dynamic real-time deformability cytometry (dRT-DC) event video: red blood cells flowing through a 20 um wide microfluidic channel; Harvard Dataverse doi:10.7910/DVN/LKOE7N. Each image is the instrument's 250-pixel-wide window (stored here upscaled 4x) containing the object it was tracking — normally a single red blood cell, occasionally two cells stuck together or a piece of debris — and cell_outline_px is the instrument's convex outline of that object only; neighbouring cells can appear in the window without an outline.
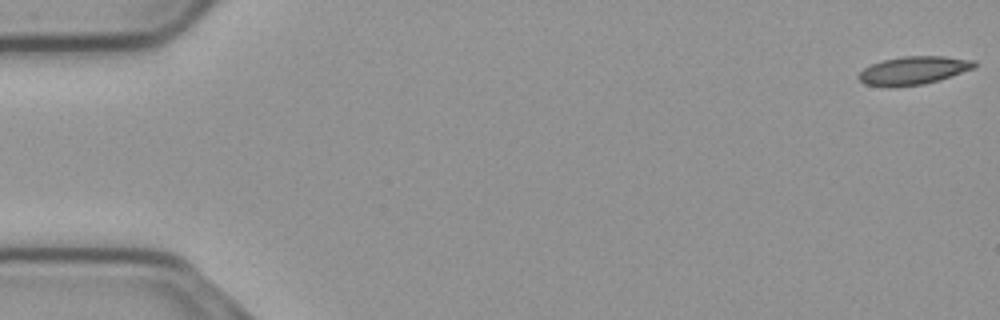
{"species": "common noctule bat (a hibernating species)", "species_latin": "Nyctalus noctula", "temperature_condition": "cold", "stored_images_in_passage": 55, "camera_frame_rate_fps": 3000, "um_per_image_px": 0.085, "animal": {"sex": "male", "body_mass_g": 23.1, "forearm_length_mm": 52.7}, "frame": {"image": 1, "passage_image": 1, "time_ms": 0.0, "image_size_px": [1000, 320], "cell_outline_px": [[976, 64], [972, 68], [924, 84], [888, 88], [864, 84], [856, 76], [864, 68], [872, 64], [884, 60], [904, 56], [944, 56], [976, 60]], "centroid_in_image_um": [77.57, 5.99], "position_along_channel_um": 7.4, "area_um2": 18.84}}
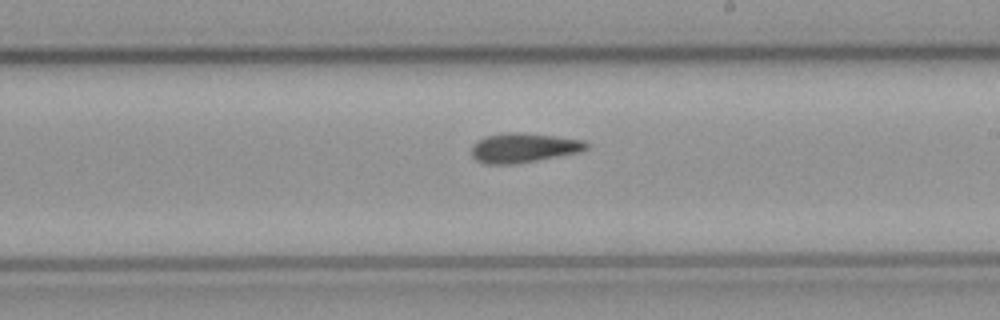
{"frame": {"image": 2, "passage_image": 32, "time_ms": 10.333, "image_size_px": [1000, 320], "cell_outline_px": [[588, 148], [580, 152], [536, 160], [512, 164], [484, 164], [476, 160], [472, 156], [472, 144], [484, 136], [508, 132], [520, 132], [584, 140], [588, 144]], "centroid_in_image_um": [44.47, 12.56], "position_along_channel_um": 244.5, "area_um2": 19.65}}
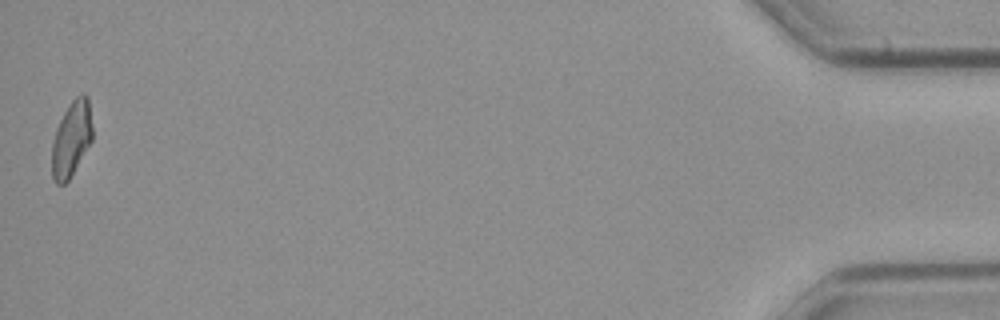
{"frame": {"image": 3, "passage_image": 55, "time_ms": 18.0, "image_size_px": [1000, 320], "cell_outline_px": [[92, 140], [68, 180], [64, 184], [56, 184], [52, 176], [52, 144], [56, 128], [64, 112], [72, 100], [80, 92], [84, 92], [88, 96], [92, 128]], "centroid_in_image_um": [6.07, 11.76], "position_along_channel_um": 429.1, "area_um2": 17.69}, "authors_computed_cell_mechanics": {"area_um2": 19.0162, "velocity_mm_per_s": 3.7185, "shape_relaxation_time_tau1_ms": null, "shape_relaxation_time_tau2_ms": 3.7627, "deformation_change_tau1": null, "deformation_change_tau2": 0.1077}}